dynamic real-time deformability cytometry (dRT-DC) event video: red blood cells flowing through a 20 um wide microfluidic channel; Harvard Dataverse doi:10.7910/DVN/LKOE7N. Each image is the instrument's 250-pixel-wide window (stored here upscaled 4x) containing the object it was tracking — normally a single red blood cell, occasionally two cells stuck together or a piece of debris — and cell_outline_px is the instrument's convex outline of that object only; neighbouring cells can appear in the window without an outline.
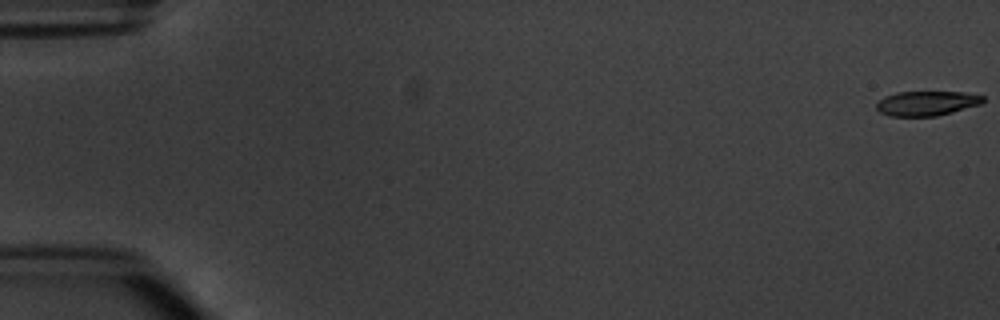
{"species": "common noctule bat (a hibernating species)", "species_latin": "Nyctalus noctula", "temperature_condition": "warm", "stored_images_in_passage": 6, "camera_frame_rate_fps": 3000, "um_per_image_px": 0.085, "animal": {"sex": "male", "body_mass_g": 20.1, "forearm_length_mm": 53.5}, "frame": {"image": 1, "passage_image": 1, "time_ms": 0.0, "image_size_px": [1000, 320], "cell_outline_px": [[984, 100], [980, 104], [952, 112], [936, 116], [892, 116], [880, 112], [876, 108], [876, 104], [884, 96], [896, 92], [964, 92], [984, 96]], "centroid_in_image_um": [78.75, 8.77], "position_along_channel_um": 6.2, "area_um2": 15.2}}
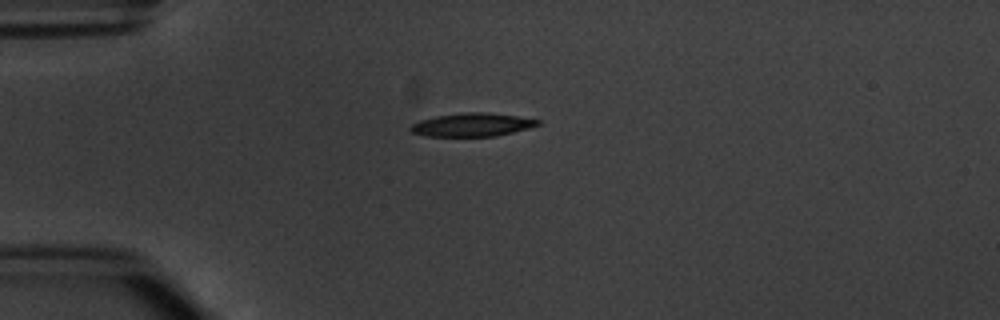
{"frame": {"image": 2, "passage_image": 5, "time_ms": 4.667, "image_size_px": [1000, 320], "cell_outline_px": [[540, 124], [528, 128], [496, 136], [424, 136], [412, 132], [408, 128], [412, 124], [420, 120], [436, 116], [464, 112], [488, 112], [516, 116], [540, 120]], "centroid_in_image_um": [40.1, 10.6], "position_along_channel_um": 44.9, "area_um2": 17.22}}